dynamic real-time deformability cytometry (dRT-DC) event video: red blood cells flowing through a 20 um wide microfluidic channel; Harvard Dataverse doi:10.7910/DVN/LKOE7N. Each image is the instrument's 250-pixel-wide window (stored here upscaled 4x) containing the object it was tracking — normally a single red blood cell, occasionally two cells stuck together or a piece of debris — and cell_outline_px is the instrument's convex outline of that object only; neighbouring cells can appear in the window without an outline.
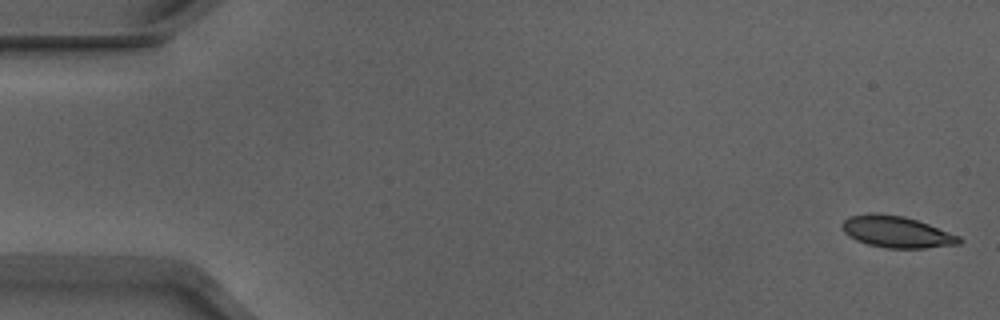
{"species": "Egyptian fruit bat (a non-hibernating species)", "species_latin": "Rousettus aegyptiacus", "temperature_condition": "warm", "stored_images_in_passage": 52, "camera_frame_rate_fps": 3000, "um_per_image_px": 0.085, "animal": {"sex": "male"}, "frame": {"image": 1, "passage_image": 1, "time_ms": 0.0, "image_size_px": [1000, 320], "cell_outline_px": [[964, 240], [960, 244], [924, 248], [884, 248], [868, 244], [856, 240], [848, 236], [844, 232], [840, 224], [848, 216], [876, 212], [904, 216], [928, 224], [960, 236]], "centroid_in_image_um": [76.19, 19.7], "position_along_channel_um": 8.8, "area_um2": 21.68}}
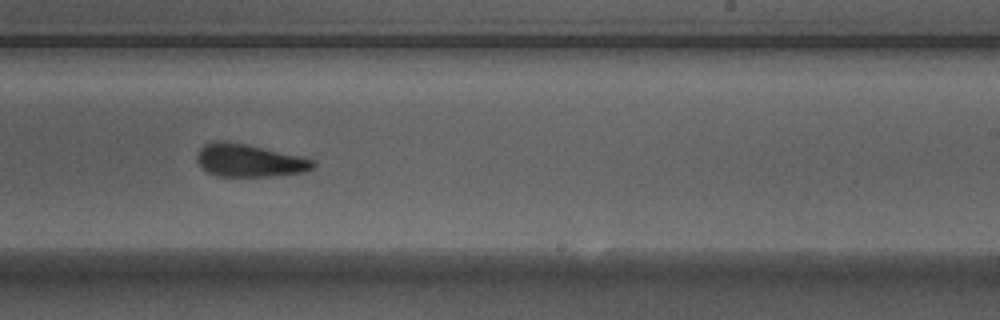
{"frame": {"image": 2, "passage_image": 32, "time_ms": 10.333, "image_size_px": [1000, 320], "cell_outline_px": [[316, 164], [312, 168], [304, 172], [268, 176], [220, 176], [208, 172], [200, 168], [196, 160], [196, 156], [200, 148], [204, 144], [216, 140], [224, 140], [248, 144], [300, 156], [312, 160]], "centroid_in_image_um": [21.12, 13.62], "position_along_channel_um": 267.9, "area_um2": 22.2}}
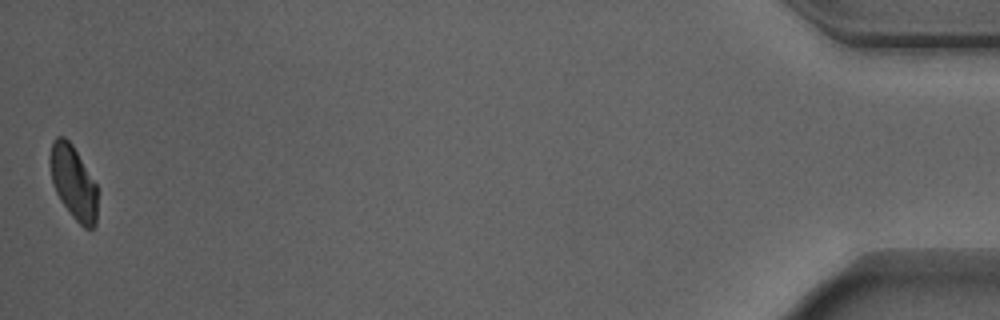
{"frame": {"image": 3, "passage_image": 52, "time_ms": 17.0, "image_size_px": [1000, 320], "cell_outline_px": [[96, 224], [92, 228], [84, 228], [72, 216], [60, 200], [52, 184], [48, 160], [52, 140], [56, 136], [64, 136], [72, 144], [96, 184]], "centroid_in_image_um": [6.19, 15.47], "position_along_channel_um": 429.0, "area_um2": 20.35}, "authors_computed_cell_mechanics": {"area_um2": 22.3108, "velocity_mm_per_s": 3.8881, "shape_relaxation_time_tau1_ms": 3.3418, "shape_relaxation_time_tau2_ms": 2.0349, "deformation_change_tau1": 0.107, "deformation_change_tau2": 0.0722}}